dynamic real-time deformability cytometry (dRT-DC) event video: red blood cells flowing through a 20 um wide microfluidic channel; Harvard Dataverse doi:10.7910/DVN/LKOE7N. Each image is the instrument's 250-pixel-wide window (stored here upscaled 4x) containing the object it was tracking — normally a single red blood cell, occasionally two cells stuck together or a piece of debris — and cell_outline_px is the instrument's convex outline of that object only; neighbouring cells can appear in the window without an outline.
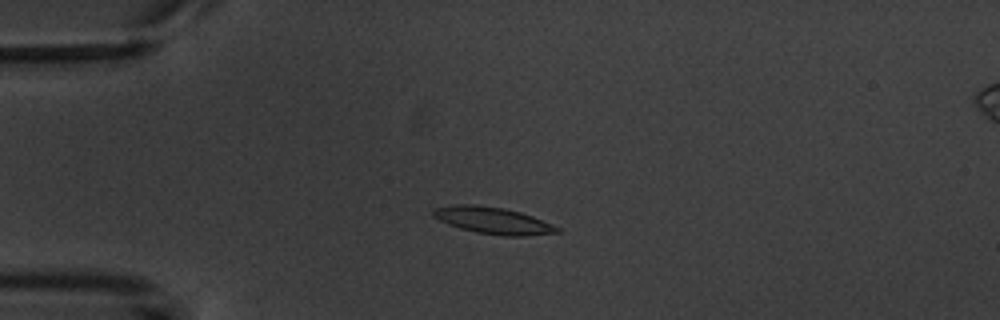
{"species": "common noctule bat (a hibernating species)", "species_latin": "Nyctalus noctula", "temperature_condition": "warm", "stored_images_in_passage": 6, "camera_frame_rate_fps": 3000, "um_per_image_px": 0.085, "animal": {"sex": "male", "body_mass_g": 20.1, "forearm_length_mm": 53.5}, "frame": {"image": 1, "passage_image": 4, "time_ms": 3.667, "image_size_px": [1000, 320], "cell_outline_px": [[560, 232], [524, 236], [504, 236], [476, 232], [460, 228], [448, 224], [432, 216], [432, 208], [456, 204], [476, 204], [504, 208], [520, 212], [532, 216], [552, 224], [560, 228]], "centroid_in_image_um": [41.88, 18.73], "position_along_channel_um": 43.1, "area_um2": 19.36}}